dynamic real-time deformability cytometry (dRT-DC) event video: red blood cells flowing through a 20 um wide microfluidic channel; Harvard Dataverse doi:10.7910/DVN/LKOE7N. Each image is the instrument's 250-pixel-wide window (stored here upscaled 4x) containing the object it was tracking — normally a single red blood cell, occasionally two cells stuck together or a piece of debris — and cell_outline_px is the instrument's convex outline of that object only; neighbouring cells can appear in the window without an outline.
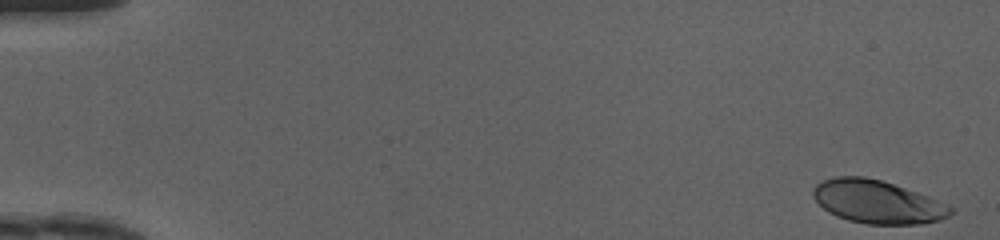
{"species": "human", "species_latin": "Homo sapiens", "temperature_condition": "cold", "stored_images_in_passage": 49, "camera_frame_rate_fps": 3000, "um_per_image_px": 0.085, "donor": {"sex": "female"}, "frame": {"image": 1, "passage_image": 1, "time_ms": 0.0, "image_size_px": [1000, 240], "cell_outline_px": [[952, 212], [948, 216], [940, 220], [924, 224], [864, 224], [848, 220], [836, 216], [828, 212], [812, 196], [812, 188], [816, 184], [824, 180], [836, 176], [864, 176], [880, 180], [928, 196], [952, 208]], "centroid_in_image_um": [74.53, 17.16], "position_along_channel_um": 10.5, "area_um2": 34.33}}
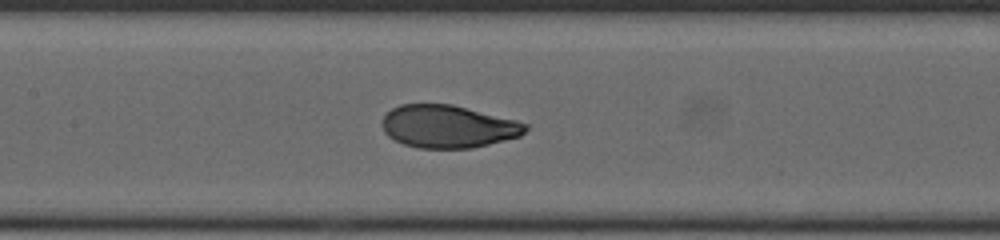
{"frame": {"image": 2, "passage_image": 24, "time_ms": 7.667, "image_size_px": [1000, 240], "cell_outline_px": [[528, 128], [520, 136], [472, 148], [416, 148], [404, 144], [388, 136], [384, 132], [380, 124], [384, 116], [392, 108], [400, 104], [452, 104], [516, 120], [528, 124]], "centroid_in_image_um": [38.06, 10.75], "position_along_channel_um": 169.3, "area_um2": 35.66}}
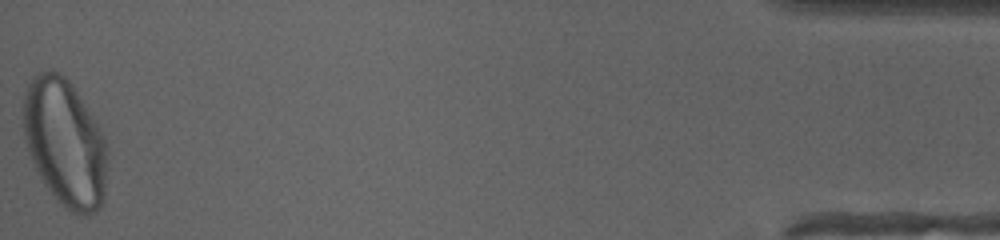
{"frame": {"image": 3, "passage_image": 49, "time_ms": 16.0, "image_size_px": [1000, 240], "cell_outline_px": [[104, 200], [100, 208], [96, 212], [88, 216], [76, 216], [64, 208], [56, 200], [44, 184], [36, 172], [28, 152], [24, 140], [24, 92], [32, 76], [36, 72], [56, 72], [64, 76], [72, 84], [104, 136]], "centroid_in_image_um": [5.47, 12.19], "position_along_channel_um": 429.7, "area_um2": 62.02}, "authors_computed_cell_mechanics": {"area_um2": 36.2406, "velocity_mm_per_s": 4.1839, "shape_relaxation_time_tau1_ms": 4.0928, "shape_relaxation_time_tau2_ms": null, "deformation_change_tau1": 0.1845, "deformation_change_tau2": null}}